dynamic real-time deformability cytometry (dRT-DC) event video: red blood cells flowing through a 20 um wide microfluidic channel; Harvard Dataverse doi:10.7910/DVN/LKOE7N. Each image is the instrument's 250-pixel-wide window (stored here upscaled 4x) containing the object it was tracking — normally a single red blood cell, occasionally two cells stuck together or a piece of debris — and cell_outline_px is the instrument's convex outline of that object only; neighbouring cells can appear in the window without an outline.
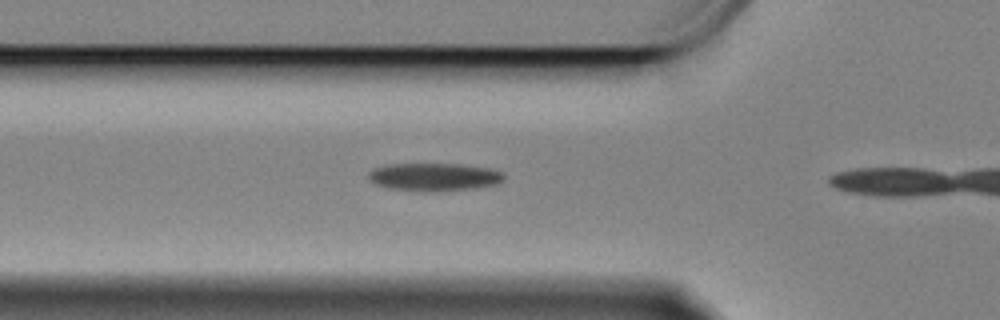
{"species": "Egyptian fruit bat (a non-hibernating species)", "species_latin": "Rousettus aegyptiacus", "temperature_condition": "cold", "stored_images_in_passage": 13, "camera_frame_rate_fps": 3000, "um_per_image_px": 0.085, "animal": {"sex": "female"}, "frame": {"image": 1, "passage_image": 8, "time_ms": 2.333, "image_size_px": [1000, 320], "cell_outline_px": [[504, 180], [500, 184], [472, 188], [428, 192], [388, 188], [376, 184], [368, 180], [368, 172], [372, 168], [384, 164], [460, 164], [492, 168], [504, 172]], "centroid_in_image_um": [36.9, 15.03], "position_along_channel_um": 88.9, "area_um2": 22.37}}
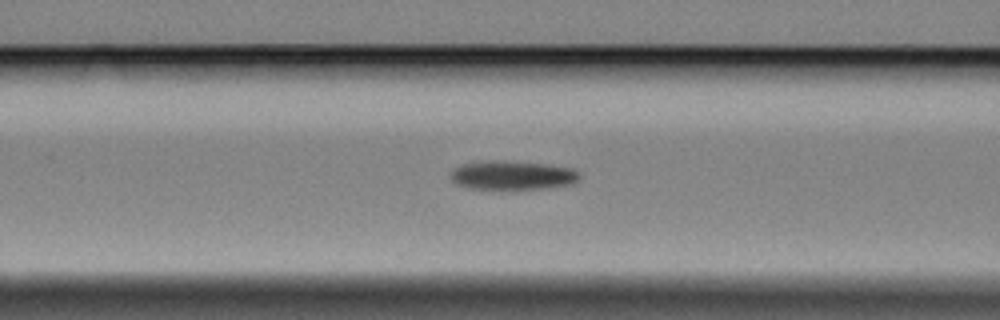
{"frame": {"image": 2, "passage_image": 11, "time_ms": 3.333, "image_size_px": [1000, 320], "cell_outline_px": [[580, 180], [576, 184], [544, 188], [468, 188], [456, 184], [448, 176], [452, 168], [460, 164], [484, 160], [496, 160], [548, 164], [572, 168], [580, 172]], "centroid_in_image_um": [43.55, 14.88], "position_along_channel_um": 123.0, "area_um2": 22.02}}